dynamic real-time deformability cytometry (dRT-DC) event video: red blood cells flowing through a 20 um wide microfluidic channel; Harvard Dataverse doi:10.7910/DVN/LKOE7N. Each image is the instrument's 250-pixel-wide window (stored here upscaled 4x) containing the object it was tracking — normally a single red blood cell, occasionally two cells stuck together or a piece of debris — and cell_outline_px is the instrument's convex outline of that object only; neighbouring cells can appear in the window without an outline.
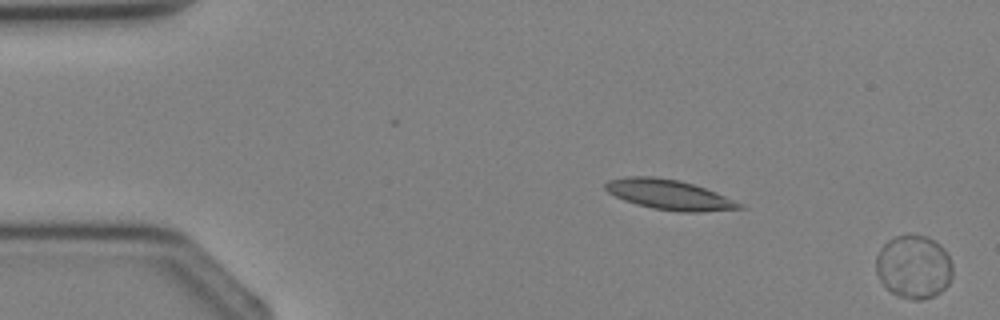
{"species": "Egyptian fruit bat (a non-hibernating species)", "species_latin": "Rousettus aegyptiacus", "temperature_condition": "cold", "stored_images_in_passage": 4, "camera_frame_rate_fps": 3000, "um_per_image_px": 0.085, "animal": {"sex": "female"}, "frame": {"image": 1, "passage_image": 1, "time_ms": 0.0, "image_size_px": [1000, 320], "cell_outline_px": [[952, 276], [948, 284], [940, 292], [932, 296], [920, 300], [912, 300], [900, 296], [892, 292], [880, 280], [876, 272], [876, 256], [880, 248], [892, 236], [908, 232], [928, 236], [940, 244], [948, 252], [952, 264]], "centroid_in_image_um": [77.67, 22.62], "position_along_channel_um": 7.3, "area_um2": 28.78}}
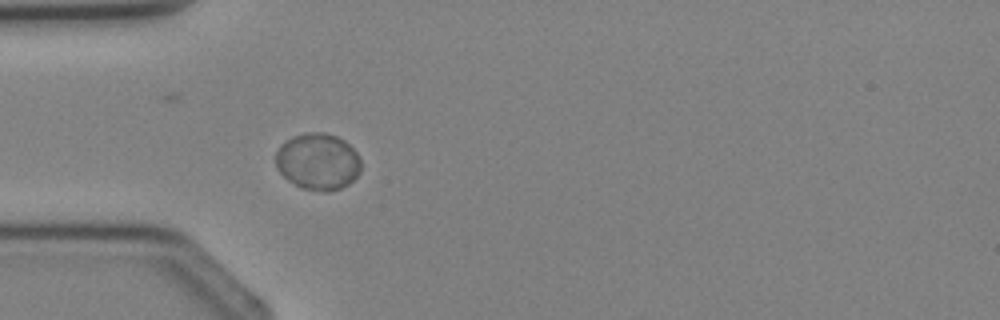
{"frame": {"image": 2, "passage_image": 4, "time_ms": 3.667, "image_size_px": [1000, 320], "cell_outline_px": [[360, 172], [348, 184], [340, 188], [328, 192], [324, 192], [300, 188], [288, 180], [276, 168], [276, 152], [292, 136], [304, 132], [324, 132], [336, 136], [344, 140], [356, 152], [360, 160]], "centroid_in_image_um": [27.02, 13.74], "position_along_channel_um": 58.0, "area_um2": 28.09}}